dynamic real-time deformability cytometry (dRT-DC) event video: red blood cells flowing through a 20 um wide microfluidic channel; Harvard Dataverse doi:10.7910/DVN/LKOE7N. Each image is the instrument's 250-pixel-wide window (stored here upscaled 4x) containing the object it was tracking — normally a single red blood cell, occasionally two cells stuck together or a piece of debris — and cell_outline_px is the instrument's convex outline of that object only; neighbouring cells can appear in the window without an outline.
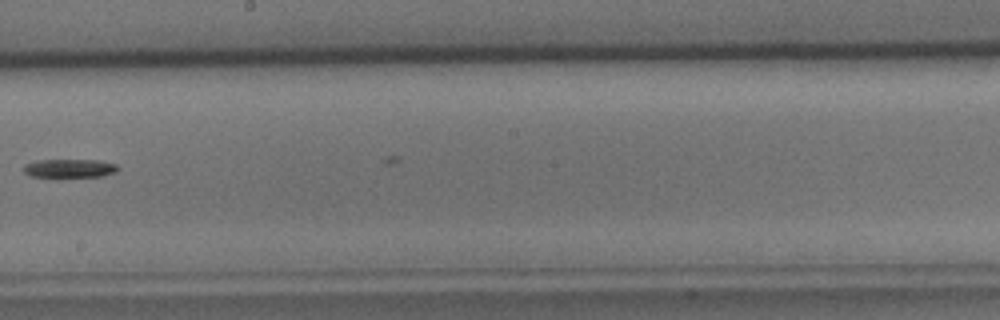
{"species": "common noctule bat (a hibernating species)", "species_latin": "Nyctalus noctula", "temperature_condition": "cold", "stored_images_in_passage": 9, "camera_frame_rate_fps": 3000, "um_per_image_px": 0.085, "animal": {"sex": "male", "body_mass_g": 15.6}, "frame": {"image": 1, "passage_image": 8, "time_ms": 9.333, "image_size_px": [1000, 320], "cell_outline_px": [[120, 168], [116, 172], [104, 176], [32, 176], [24, 172], [24, 164], [36, 160], [100, 160], [116, 164]], "centroid_in_image_um": [5.96, 14.29], "position_along_channel_um": 242.2, "area_um2": 10.06}}